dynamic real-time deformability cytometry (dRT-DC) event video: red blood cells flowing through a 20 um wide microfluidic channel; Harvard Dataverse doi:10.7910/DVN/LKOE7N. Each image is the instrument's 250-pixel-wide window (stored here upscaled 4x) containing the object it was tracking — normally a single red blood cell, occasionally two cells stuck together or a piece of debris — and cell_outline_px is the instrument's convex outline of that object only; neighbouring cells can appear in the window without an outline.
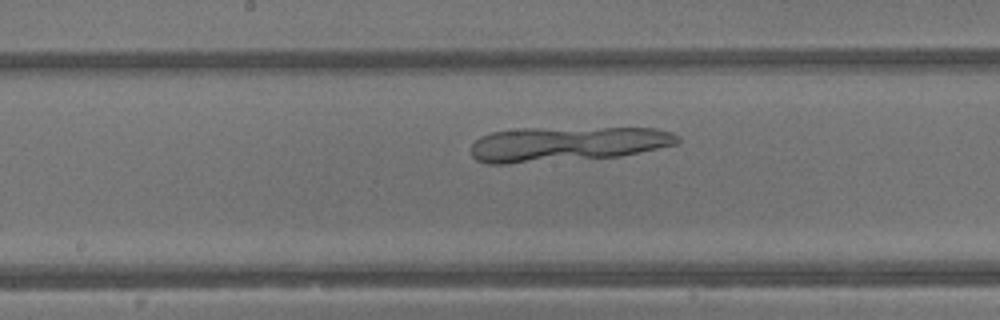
{"species": "common noctule bat (a hibernating species)", "species_latin": "Nyctalus noctula", "temperature_condition": "warm", "stored_images_in_passage": 36, "camera_frame_rate_fps": 3000, "um_per_image_px": 0.085, "animal": {"sex": "male", "body_mass_g": 13.3}, "frame": {"image": 1, "passage_image": 16, "time_ms": 5.0, "image_size_px": [1000, 320], "cell_outline_px": [[680, 140], [676, 144], [620, 156], [508, 164], [488, 164], [476, 160], [472, 156], [472, 144], [480, 136], [492, 132], [524, 128], [656, 128], [672, 132]], "centroid_in_image_um": [48.15, 12.24], "position_along_channel_um": 200.1, "area_um2": 41.85}}